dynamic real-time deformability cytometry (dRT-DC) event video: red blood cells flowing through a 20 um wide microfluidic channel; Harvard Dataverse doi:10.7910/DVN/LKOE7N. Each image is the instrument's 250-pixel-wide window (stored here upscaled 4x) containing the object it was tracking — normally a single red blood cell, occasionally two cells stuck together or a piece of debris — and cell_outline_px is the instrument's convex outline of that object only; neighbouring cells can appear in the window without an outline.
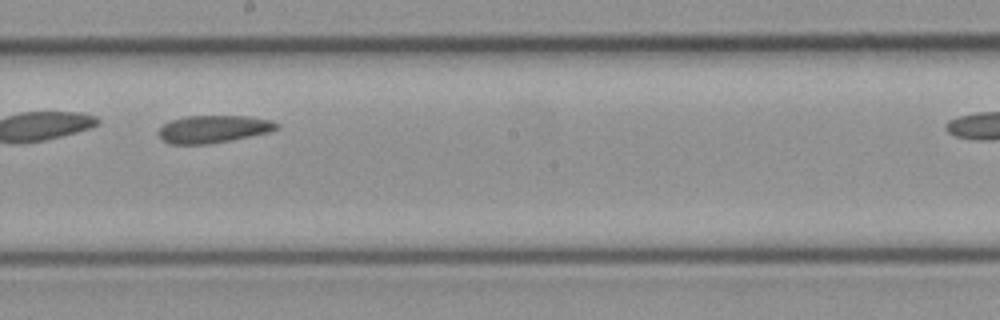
{"species": "common noctule bat (a hibernating species)", "species_latin": "Nyctalus noctula", "temperature_condition": "cold", "stored_images_in_passage": 16, "camera_frame_rate_fps": 3000, "um_per_image_px": 0.085, "animal": {"sex": "female", "body_mass_g": 21.9}, "frame": {"image": 1, "passage_image": 12, "time_ms": 3.667, "image_size_px": [1000, 320], "cell_outline_px": [[280, 124], [276, 128], [268, 132], [232, 140], [208, 144], [168, 144], [160, 140], [156, 132], [164, 124], [172, 120], [184, 116], [248, 116], [272, 120]], "centroid_in_image_um": [18.08, 10.97], "position_along_channel_um": 230.1, "area_um2": 19.07}}